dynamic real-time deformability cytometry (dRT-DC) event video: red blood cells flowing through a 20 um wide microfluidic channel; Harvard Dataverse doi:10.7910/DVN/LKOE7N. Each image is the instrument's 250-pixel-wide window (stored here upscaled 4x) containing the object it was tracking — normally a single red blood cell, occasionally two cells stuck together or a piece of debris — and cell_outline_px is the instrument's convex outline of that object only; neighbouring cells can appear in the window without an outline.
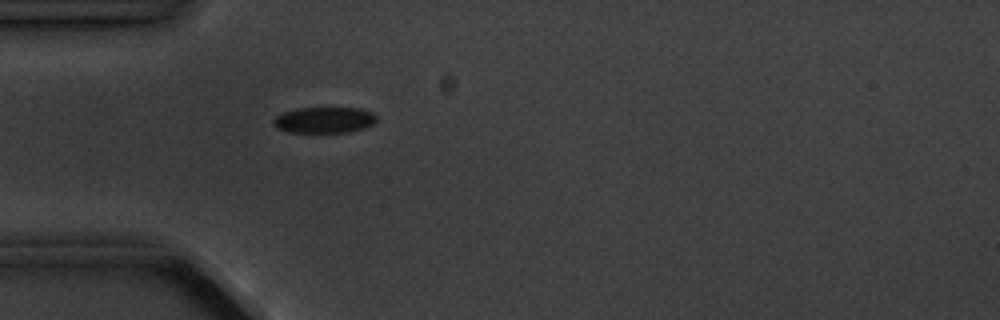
{"species": "common noctule bat (a hibernating species)", "species_latin": "Nyctalus noctula", "temperature_condition": "cold", "stored_images_in_passage": 5, "camera_frame_rate_fps": 3000, "um_per_image_px": 0.085, "animal": {"sex": "male", "body_mass_g": 20.1, "forearm_length_mm": 53.5}, "frame": {"image": 1, "passage_image": 5, "time_ms": 4.333, "image_size_px": [1000, 320], "cell_outline_px": [[376, 120], [372, 124], [364, 128], [348, 132], [292, 132], [280, 128], [272, 124], [272, 120], [276, 116], [284, 112], [296, 108], [360, 108], [372, 112], [376, 116]], "centroid_in_image_um": [27.57, 10.19], "position_along_channel_um": 57.4, "area_um2": 15.49}}